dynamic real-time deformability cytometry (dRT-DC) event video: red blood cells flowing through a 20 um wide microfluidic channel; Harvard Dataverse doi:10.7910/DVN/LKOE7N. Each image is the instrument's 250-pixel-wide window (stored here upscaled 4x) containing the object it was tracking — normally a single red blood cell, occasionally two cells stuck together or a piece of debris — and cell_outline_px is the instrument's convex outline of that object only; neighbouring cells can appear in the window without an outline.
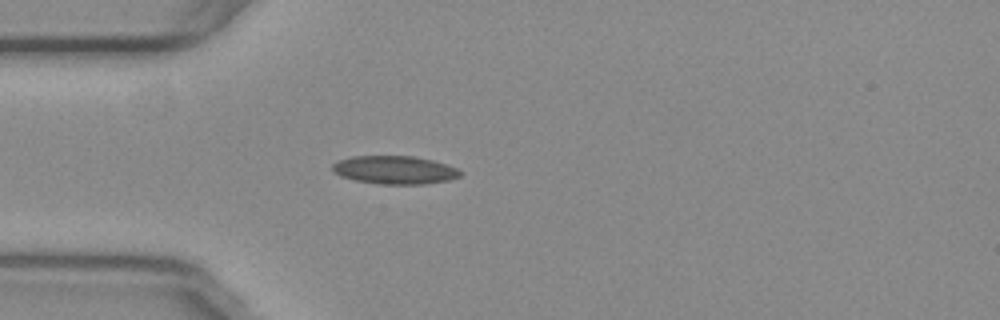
{"species": "common noctule bat (a hibernating species)", "species_latin": "Nyctalus noctula", "temperature_condition": "warm", "stored_images_in_passage": 40, "camera_frame_rate_fps": 3000, "um_per_image_px": 0.085, "animal": {"sex": "female", "body_mass_g": 29.2, "forearm_length_mm": 56.3}, "frame": {"image": 1, "passage_image": 1, "time_ms": 0.0, "image_size_px": [1000, 320], "cell_outline_px": [[464, 172], [460, 176], [448, 180], [424, 184], [380, 184], [356, 180], [340, 176], [332, 172], [332, 164], [336, 160], [352, 156], [412, 156], [432, 160], [456, 168]], "centroid_in_image_um": [33.51, 14.44], "position_along_channel_um": 51.5, "area_um2": 21.04}}
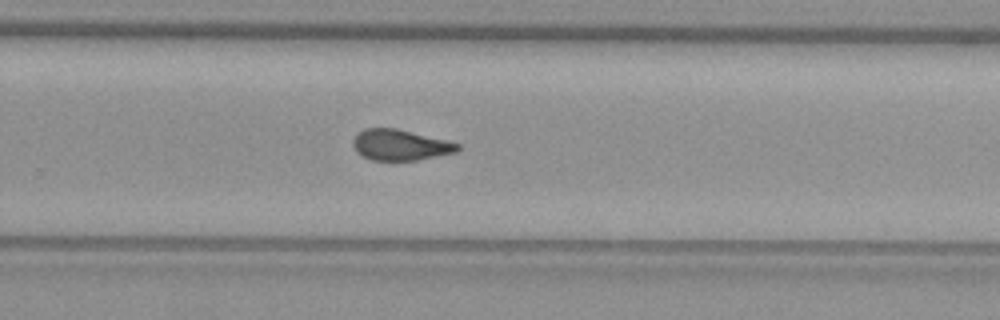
{"frame": {"image": 2, "passage_image": 21, "time_ms": 6.667, "image_size_px": [1000, 320], "cell_outline_px": [[460, 148], [456, 152], [416, 160], [372, 160], [356, 152], [352, 144], [352, 140], [364, 128], [396, 128], [448, 140], [460, 144]], "centroid_in_image_um": [34.02, 12.31], "position_along_channel_um": 295.8, "area_um2": 18.73}}
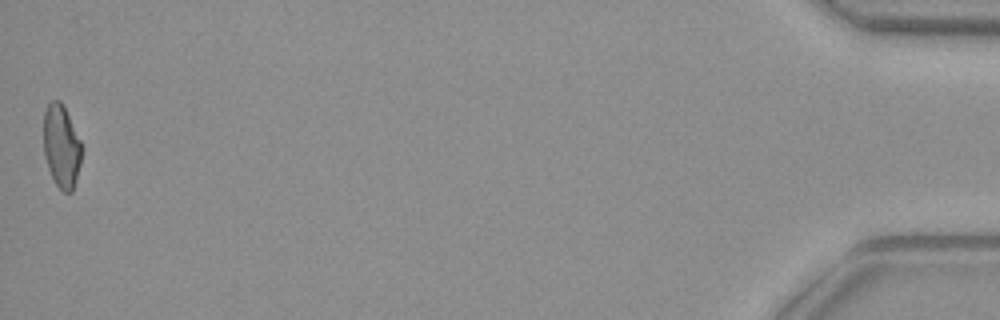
{"frame": {"image": 3, "passage_image": 40, "time_ms": 13.0, "image_size_px": [1000, 320], "cell_outline_px": [[80, 164], [76, 180], [72, 192], [64, 192], [56, 184], [48, 168], [44, 152], [44, 112], [48, 104], [52, 100], [60, 100], [80, 140]], "centroid_in_image_um": [5.2, 12.44], "position_along_channel_um": 430.0, "area_um2": 17.92}, "authors_computed_cell_mechanics": {"area_um2": 19.652, "velocity_mm_per_s": 3.7815, "shape_relaxation_time_tau1_ms": null, "shape_relaxation_time_tau2_ms": 1.9129, "deformation_change_tau1": null, "deformation_change_tau2": 0.0622}}